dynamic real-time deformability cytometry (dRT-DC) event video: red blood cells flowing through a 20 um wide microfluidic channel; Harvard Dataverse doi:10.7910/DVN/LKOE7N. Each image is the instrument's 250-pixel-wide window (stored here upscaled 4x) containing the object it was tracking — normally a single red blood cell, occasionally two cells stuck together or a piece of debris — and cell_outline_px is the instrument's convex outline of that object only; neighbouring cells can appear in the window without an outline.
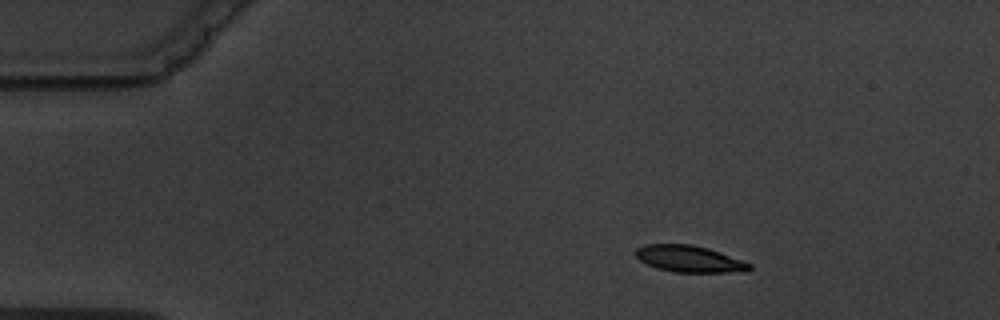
{"species": "common noctule bat (a hibernating species)", "species_latin": "Nyctalus noctula", "temperature_condition": "warm", "stored_images_in_passage": 5, "segment_of_instrument_passage": [1, 2], "camera_frame_rate_fps": 3000, "um_per_image_px": 0.085, "animal": {"sex": "male", "body_mass_g": 19.5, "forearm_length_mm": 54.6}, "frame": {"image": 1, "passage_image": 2, "time_ms": 1.0, "image_size_px": [1000, 320], "cell_outline_px": [[752, 268], [724, 272], [672, 272], [656, 268], [640, 260], [636, 256], [636, 248], [644, 244], [692, 244], [708, 248], [720, 252], [752, 264]], "centroid_in_image_um": [58.52, 21.99], "position_along_channel_um": 26.5, "area_um2": 17.4}}